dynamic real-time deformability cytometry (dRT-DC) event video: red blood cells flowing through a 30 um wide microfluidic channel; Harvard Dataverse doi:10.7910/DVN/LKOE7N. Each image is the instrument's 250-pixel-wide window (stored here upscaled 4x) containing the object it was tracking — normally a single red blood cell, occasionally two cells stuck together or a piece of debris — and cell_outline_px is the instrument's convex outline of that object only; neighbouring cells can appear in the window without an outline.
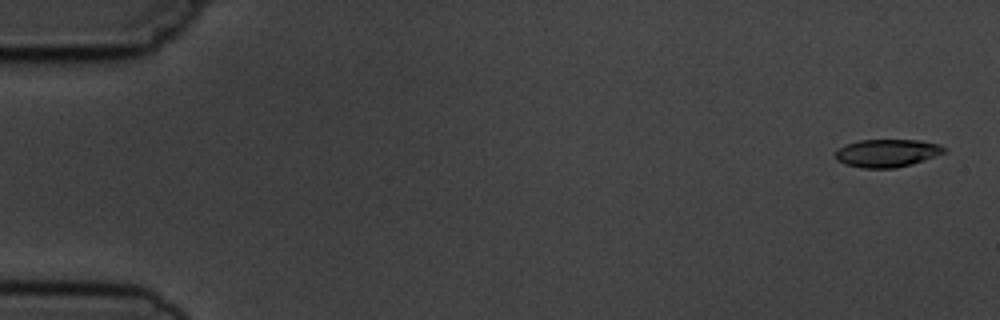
{"species": "common noctule bat (a hibernating species)", "species_latin": "Nyctalus noctula", "temperature_condition": "cold", "stored_images_in_passage": 5, "camera_frame_rate_fps": 3000, "um_per_image_px": 0.085, "animal": {"sex": "male", "body_mass_g": 19.5, "forearm_length_mm": 54.6}, "frame": {"image": 1, "passage_image": 1, "time_ms": 0.0, "image_size_px": [1000, 320], "cell_outline_px": [[948, 152], [912, 164], [896, 168], [860, 168], [844, 164], [836, 160], [836, 152], [840, 148], [848, 144], [860, 140], [920, 140], [940, 144], [948, 148]], "centroid_in_image_um": [75.47, 13.02], "position_along_channel_um": 9.5, "area_um2": 17.8}}
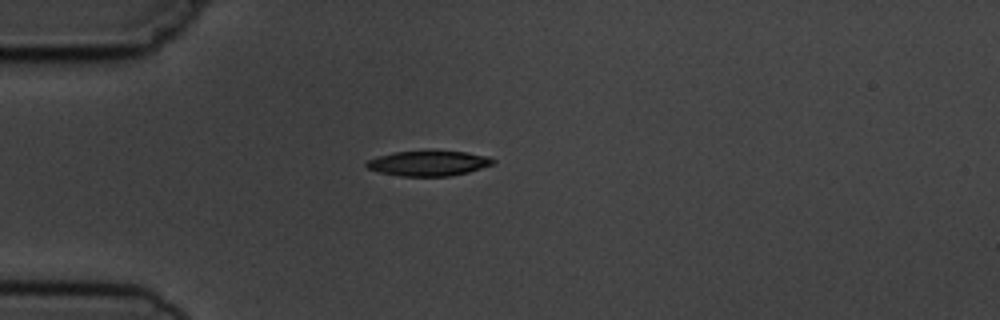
{"frame": {"image": 2, "passage_image": 4, "time_ms": 4.333, "image_size_px": [1000, 320], "cell_outline_px": [[496, 164], [468, 172], [448, 176], [400, 176], [380, 172], [368, 168], [364, 164], [368, 160], [380, 156], [396, 152], [468, 152], [488, 156], [496, 160]], "centroid_in_image_um": [36.48, 13.89], "position_along_channel_um": 48.5, "area_um2": 18.21}}